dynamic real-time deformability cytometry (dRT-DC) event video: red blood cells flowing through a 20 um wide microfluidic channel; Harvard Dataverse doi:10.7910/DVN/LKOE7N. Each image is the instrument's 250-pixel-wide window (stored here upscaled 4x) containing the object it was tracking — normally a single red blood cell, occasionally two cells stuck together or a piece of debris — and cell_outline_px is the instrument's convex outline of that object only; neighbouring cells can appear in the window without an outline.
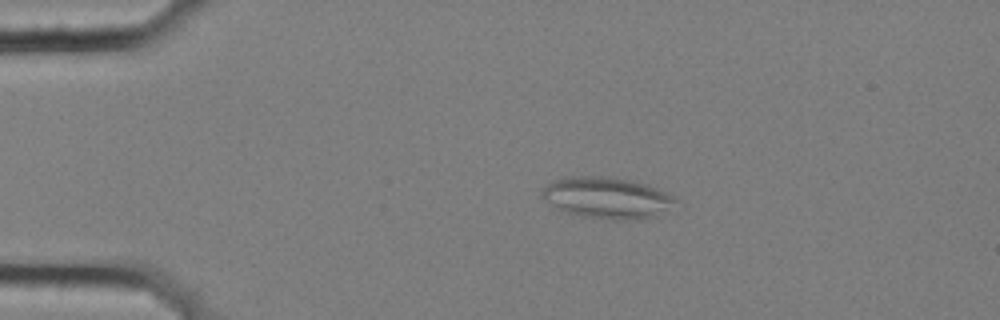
{"species": "common noctule bat (a hibernating species)", "species_latin": "Nyctalus noctula", "temperature_condition": "cold", "stored_images_in_passage": 9, "camera_frame_rate_fps": 3000, "um_per_image_px": 0.085, "animal": {"sex": "female", "body_mass_g": 25.1}, "frame": {"image": 1, "passage_image": 2, "time_ms": 0.333, "image_size_px": [1000, 320], "cell_outline_px": [[676, 200], [656, 216], [636, 220], [616, 220], [584, 216], [568, 212], [560, 208], [540, 196], [540, 192], [548, 184], [556, 180], [580, 176], [604, 176], [632, 180], [668, 192], [676, 196]], "centroid_in_image_um": [51.63, 16.81], "position_along_channel_um": 33.4, "area_um2": 31.44}}
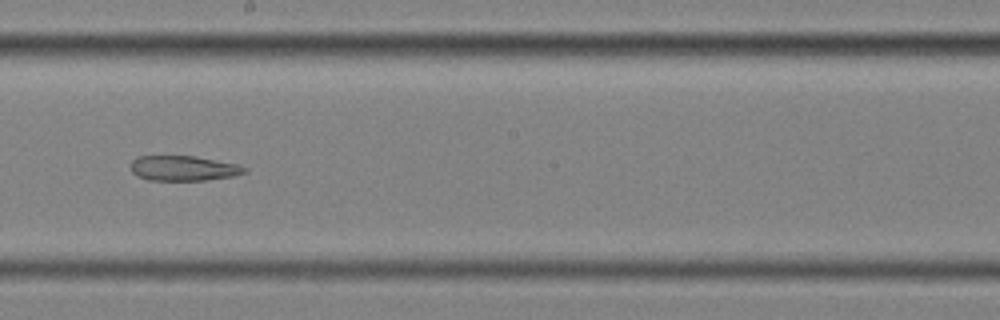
{"frame": {"image": 2, "passage_image": 8, "time_ms": 2.333, "image_size_px": [1000, 320], "cell_outline_px": [[248, 172], [232, 176], [204, 180], [148, 180], [136, 176], [132, 172], [132, 160], [136, 156], [196, 156], [236, 164], [248, 168]], "centroid_in_image_um": [15.59, 14.3], "position_along_channel_um": 232.6, "area_um2": 16.59}}
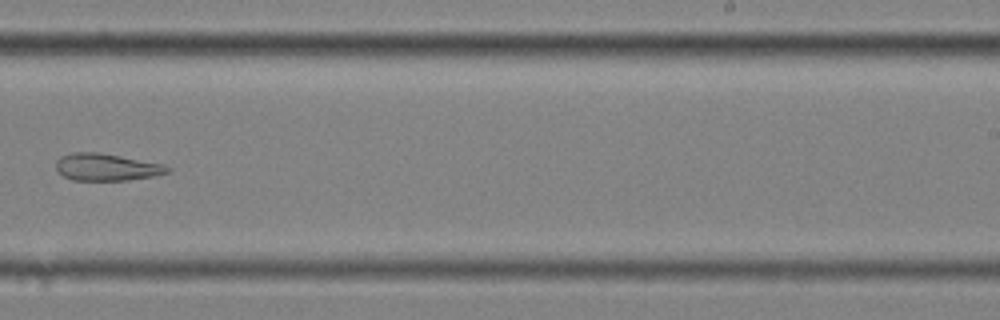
{"frame": {"image": 3, "passage_image": 9, "time_ms": 2.667, "image_size_px": [1000, 320], "cell_outline_px": [[172, 168], [168, 172], [156, 176], [128, 180], [72, 180], [64, 176], [56, 168], [56, 160], [60, 156], [72, 152], [96, 152], [120, 156], [164, 164]], "centroid_in_image_um": [9.07, 14.2], "position_along_channel_um": 279.9, "area_um2": 17.63}}